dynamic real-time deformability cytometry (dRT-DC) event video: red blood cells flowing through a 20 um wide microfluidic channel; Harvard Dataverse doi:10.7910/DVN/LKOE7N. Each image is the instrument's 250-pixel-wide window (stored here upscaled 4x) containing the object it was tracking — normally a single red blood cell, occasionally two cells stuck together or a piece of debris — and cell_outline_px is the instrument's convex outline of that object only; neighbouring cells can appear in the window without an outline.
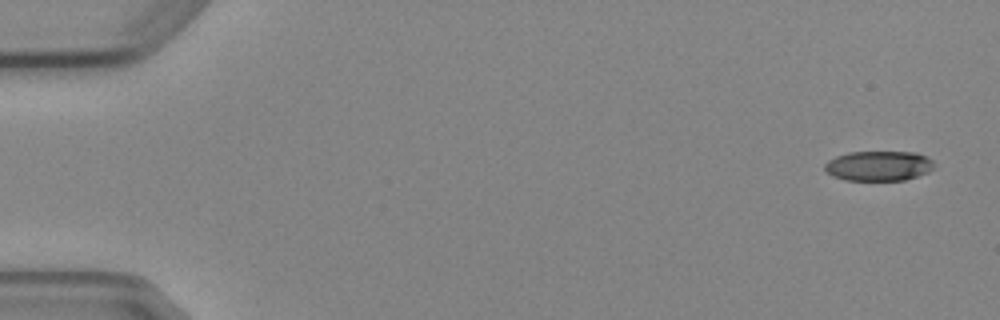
{"species": "Egyptian fruit bat (a non-hibernating species)", "species_latin": "Rousettus aegyptiacus", "temperature_condition": "cold", "stored_images_in_passage": 5, "camera_frame_rate_fps": 3000, "um_per_image_px": 0.085, "animal": {"sex": "female"}, "frame": {"image": 1, "passage_image": 1, "time_ms": 0.0, "image_size_px": [1000, 320], "cell_outline_px": [[932, 168], [928, 172], [904, 180], [844, 180], [832, 176], [824, 168], [824, 164], [828, 160], [836, 156], [848, 152], [916, 152], [928, 156], [932, 160]], "centroid_in_image_um": [74.66, 14.09], "position_along_channel_um": 10.3, "area_um2": 19.07}}
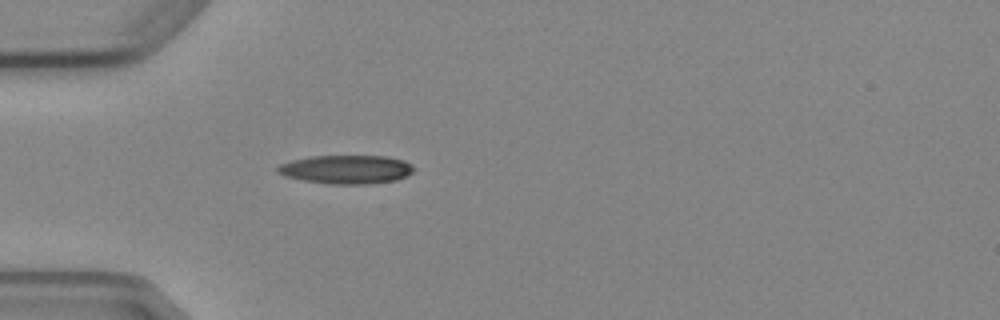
{"frame": {"image": 2, "passage_image": 5, "time_ms": 4.667, "image_size_px": [1000, 320], "cell_outline_px": [[416, 168], [412, 172], [396, 180], [368, 184], [328, 184], [304, 180], [284, 176], [276, 172], [276, 168], [280, 164], [292, 160], [312, 156], [388, 156], [404, 160], [412, 164]], "centroid_in_image_um": [29.44, 14.4], "position_along_channel_um": 55.6, "area_um2": 22.83}}